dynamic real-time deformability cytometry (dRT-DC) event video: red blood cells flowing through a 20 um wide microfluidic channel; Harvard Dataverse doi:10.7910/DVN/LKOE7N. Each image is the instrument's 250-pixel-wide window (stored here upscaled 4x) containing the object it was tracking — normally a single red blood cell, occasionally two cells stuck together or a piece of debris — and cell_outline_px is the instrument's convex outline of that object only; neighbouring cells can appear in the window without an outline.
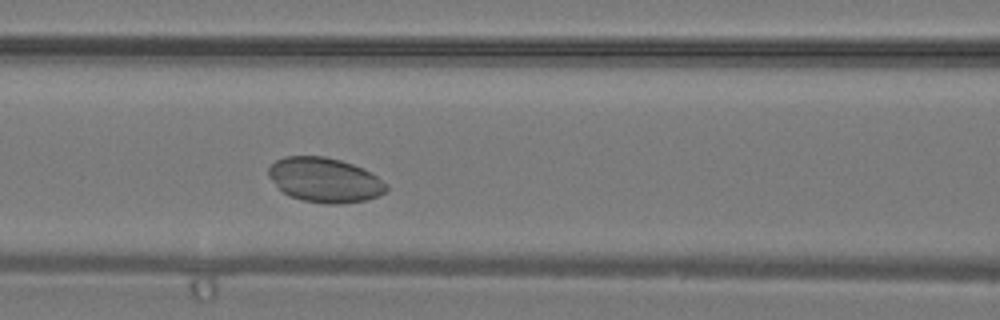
{"species": "common noctule bat (a hibernating species)", "species_latin": "Nyctalus noctula", "temperature_condition": "warm", "stored_images_in_passage": 28, "camera_frame_rate_fps": 3000, "um_per_image_px": 0.085, "animal": {"sex": "male", "body_mass_g": 19.2, "forearm_length_mm": 51.8}, "frame": {"image": 1, "passage_image": 6, "time_ms": 1.667, "image_size_px": [1000, 320], "cell_outline_px": [[388, 188], [380, 196], [368, 200], [340, 204], [324, 204], [304, 200], [292, 196], [284, 192], [268, 176], [268, 168], [276, 160], [284, 156], [324, 156], [340, 160], [364, 168], [388, 184]], "centroid_in_image_um": [27.64, 15.3], "position_along_channel_um": 139.0, "area_um2": 30.63}}
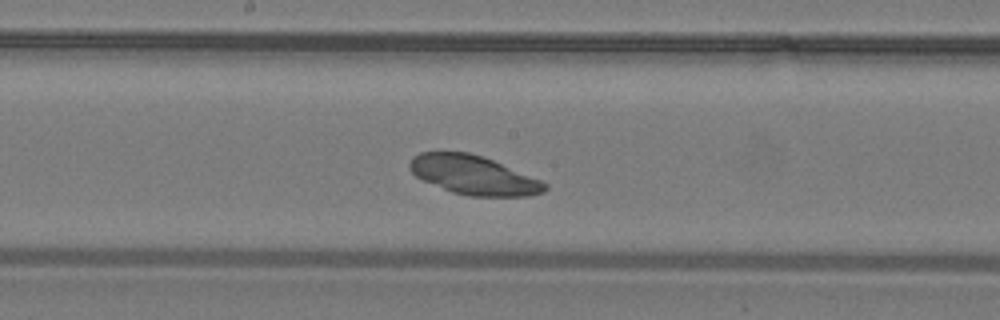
{"frame": {"image": 2, "passage_image": 10, "time_ms": 3.0, "image_size_px": [1000, 320], "cell_outline_px": [[548, 188], [544, 192], [528, 196], [468, 196], [452, 192], [424, 180], [416, 176], [408, 168], [408, 164], [412, 156], [420, 152], [468, 152], [484, 156], [540, 180], [548, 184]], "centroid_in_image_um": [40.24, 14.88], "position_along_channel_um": 208.0, "area_um2": 30.63}}
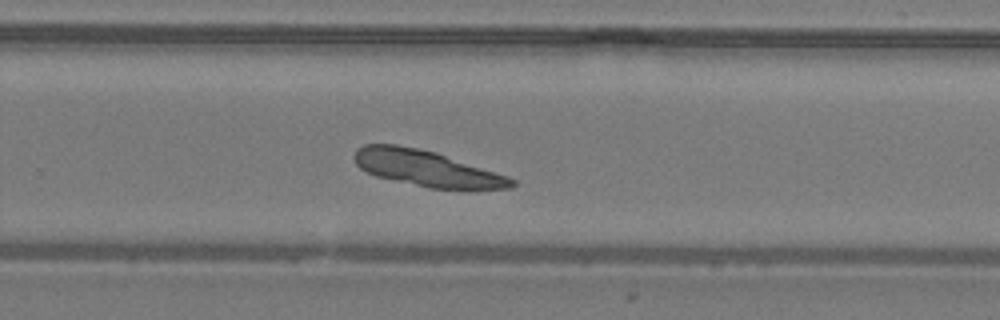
{"frame": {"image": 3, "passage_image": 15, "time_ms": 4.667, "image_size_px": [1000, 320], "cell_outline_px": [[516, 184], [512, 188], [472, 192], [428, 188], [376, 176], [360, 168], [356, 164], [352, 156], [356, 148], [364, 144], [396, 144], [436, 152], [508, 176], [516, 180]], "centroid_in_image_um": [36.35, 14.36], "position_along_channel_um": 293.5, "area_um2": 33.87}}